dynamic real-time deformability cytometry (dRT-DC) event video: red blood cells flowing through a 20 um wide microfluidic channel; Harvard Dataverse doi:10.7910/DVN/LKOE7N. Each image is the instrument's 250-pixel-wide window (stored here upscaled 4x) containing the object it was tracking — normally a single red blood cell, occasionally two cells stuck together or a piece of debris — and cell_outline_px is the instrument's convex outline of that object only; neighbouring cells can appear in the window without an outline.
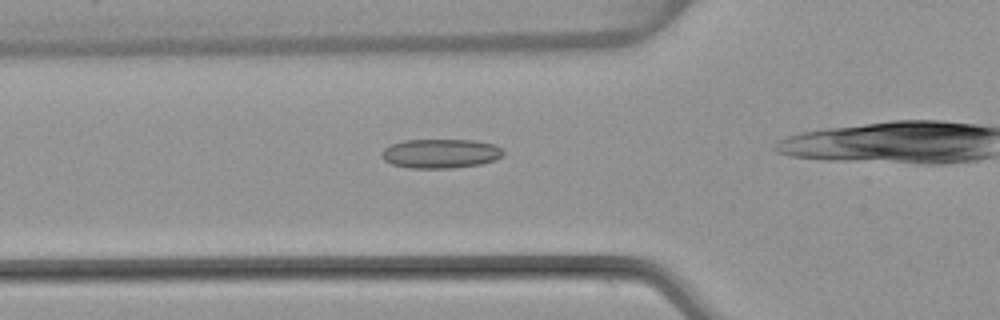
{"species": "common noctule bat (a hibernating species)", "species_latin": "Nyctalus noctula", "temperature_condition": "warm", "stored_images_in_passage": 36, "camera_frame_rate_fps": 3000, "um_per_image_px": 0.085, "animal": {"sex": "female", "body_mass_g": 22.7, "forearm_length_mm": 54.2}, "frame": {"image": 1, "passage_image": 13, "time_ms": 4.0, "image_size_px": [1000, 320], "cell_outline_px": [[504, 152], [496, 160], [480, 164], [452, 168], [412, 168], [392, 164], [384, 160], [380, 156], [380, 152], [384, 148], [392, 144], [404, 140], [476, 140], [496, 144], [504, 148]], "centroid_in_image_um": [37.47, 13.04], "position_along_channel_um": 88.3, "area_um2": 20.92}}
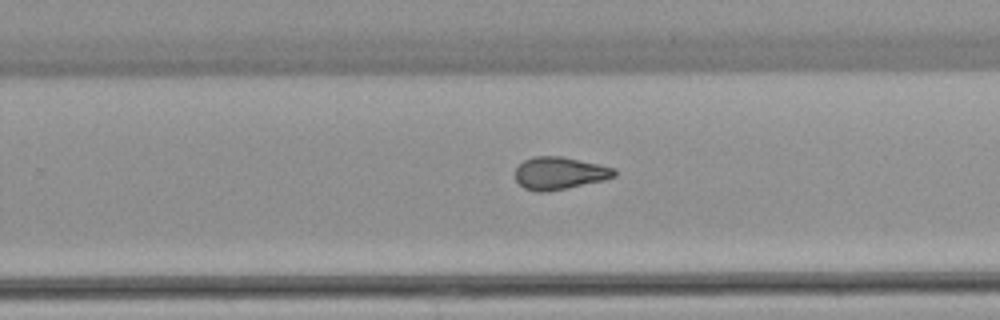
{"frame": {"image": 2, "passage_image": 28, "time_ms": 9.0, "image_size_px": [1000, 320], "cell_outline_px": [[616, 176], [604, 180], [544, 192], [536, 192], [524, 188], [516, 180], [516, 168], [524, 160], [532, 156], [560, 156], [616, 168]], "centroid_in_image_um": [47.55, 14.71], "position_along_channel_um": 282.3, "area_um2": 18.55}}
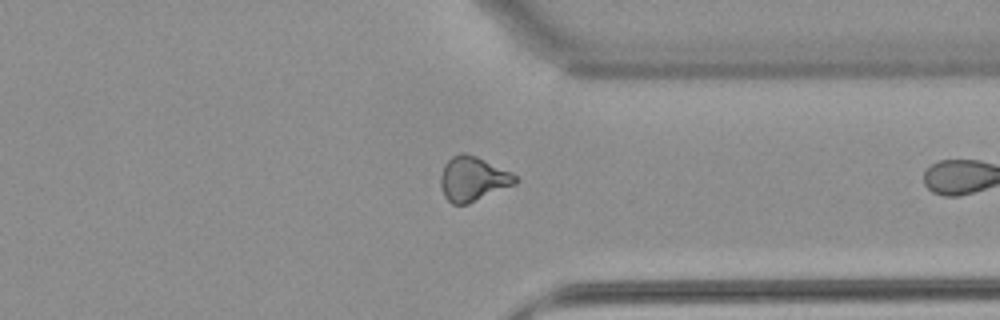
{"frame": {"image": 3, "passage_image": 35, "time_ms": 11.333, "image_size_px": [1000, 320], "cell_outline_px": [[520, 180], [516, 184], [468, 204], [452, 204], [444, 196], [440, 184], [440, 176], [444, 164], [452, 156], [460, 152], [464, 152], [476, 156], [512, 172]], "centroid_in_image_um": [40.2, 15.2], "position_along_channel_um": 371.2, "area_um2": 19.54}}